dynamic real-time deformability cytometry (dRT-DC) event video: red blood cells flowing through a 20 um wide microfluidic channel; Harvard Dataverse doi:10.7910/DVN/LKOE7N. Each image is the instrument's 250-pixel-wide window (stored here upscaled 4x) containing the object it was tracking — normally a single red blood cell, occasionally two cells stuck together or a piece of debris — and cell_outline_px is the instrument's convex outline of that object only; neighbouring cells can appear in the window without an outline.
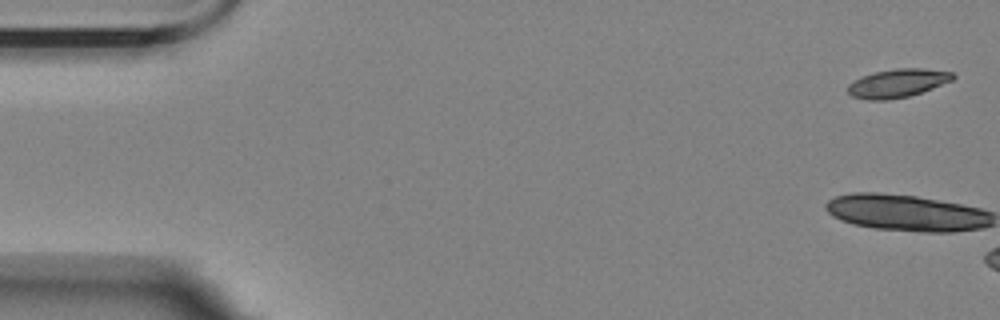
{"species": "Egyptian fruit bat (a non-hibernating species)", "species_latin": "Rousettus aegyptiacus", "temperature_condition": "room temperature", "stored_images_in_passage": 3, "camera_frame_rate_fps": 3000, "um_per_image_px": 0.085, "animal": {"sex": "female"}, "frame": {"image": 1, "passage_image": 1, "time_ms": 0.0, "image_size_px": [1000, 320], "cell_outline_px": [[956, 76], [952, 80], [932, 88], [908, 96], [888, 100], [868, 100], [852, 96], [848, 92], [848, 84], [864, 76], [876, 72], [896, 68], [924, 68], [952, 72]], "centroid_in_image_um": [76.31, 7.07], "position_along_channel_um": 8.7, "area_um2": 17.17}}